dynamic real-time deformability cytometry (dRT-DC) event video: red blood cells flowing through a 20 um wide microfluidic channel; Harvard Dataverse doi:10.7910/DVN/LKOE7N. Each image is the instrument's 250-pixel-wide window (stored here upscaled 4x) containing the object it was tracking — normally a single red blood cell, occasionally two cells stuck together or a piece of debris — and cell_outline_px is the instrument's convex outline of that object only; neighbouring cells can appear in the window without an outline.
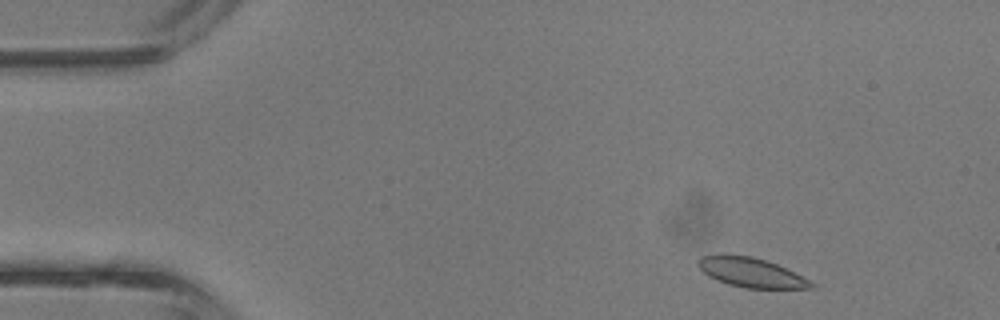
{"species": "common noctule bat (a hibernating species)", "species_latin": "Nyctalus noctula", "temperature_condition": "room temperature", "stored_images_in_passage": 40, "camera_frame_rate_fps": 3000, "um_per_image_px": 0.085, "animal": {"sex": "male", "body_mass_g": 13.3}, "frame": {"image": 1, "passage_image": 3, "time_ms": 0.667, "image_size_px": [1000, 320], "cell_outline_px": [[816, 288], [744, 288], [728, 284], [716, 280], [708, 276], [696, 264], [696, 260], [700, 256], [720, 252], [728, 252], [752, 256], [776, 264], [816, 284]], "centroid_in_image_um": [63.72, 23.12], "position_along_channel_um": 21.3, "area_um2": 19.77}}
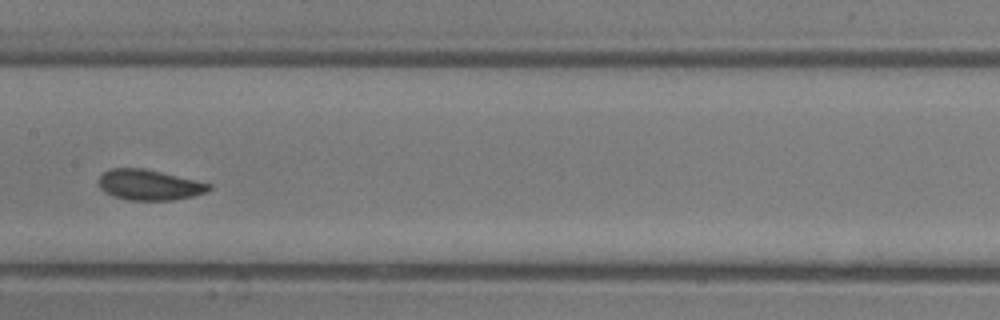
{"frame": {"image": 2, "passage_image": 19, "time_ms": 6.0, "image_size_px": [1000, 320], "cell_outline_px": [[212, 188], [208, 192], [192, 196], [172, 200], [128, 200], [112, 196], [100, 188], [100, 176], [104, 172], [112, 168], [144, 168], [212, 184]], "centroid_in_image_um": [12.71, 15.72], "position_along_channel_um": 194.7, "area_um2": 19.48}}
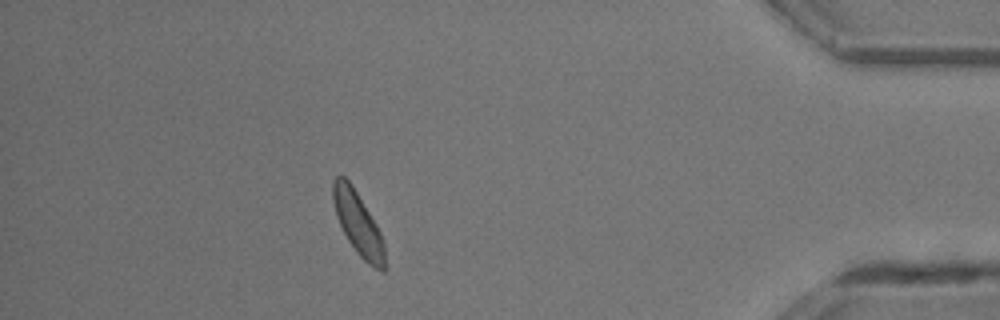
{"frame": {"image": 3, "passage_image": 35, "time_ms": 11.333, "image_size_px": [1000, 320], "cell_outline_px": [[388, 268], [384, 272], [380, 272], [368, 264], [356, 252], [348, 240], [336, 216], [332, 200], [332, 180], [336, 176], [344, 176], [352, 184], [376, 224], [380, 232], [384, 244]], "centroid_in_image_um": [30.46, 19.05], "position_along_channel_um": 404.7, "area_um2": 19.31}, "authors_computed_cell_mechanics": {"area_um2": 19.4208, "velocity_mm_per_s": 4.8986, "shape_relaxation_time_tau1_ms": 1.6649, "shape_relaxation_time_tau2_ms": null, "deformation_change_tau1": 0.06, "deformation_change_tau2": null}}